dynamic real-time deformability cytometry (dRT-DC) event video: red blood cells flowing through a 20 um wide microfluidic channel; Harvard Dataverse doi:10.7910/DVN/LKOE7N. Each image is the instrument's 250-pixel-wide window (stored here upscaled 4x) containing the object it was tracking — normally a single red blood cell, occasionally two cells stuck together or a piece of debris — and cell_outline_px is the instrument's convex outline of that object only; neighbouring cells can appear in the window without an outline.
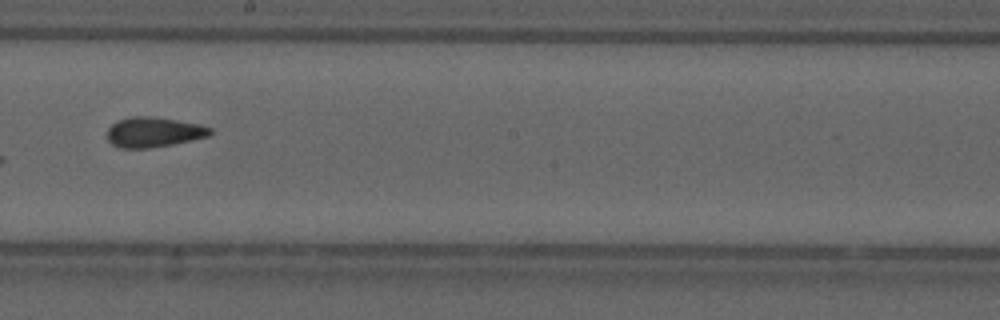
{"species": "common noctule bat (a hibernating species)", "species_latin": "Nyctalus noctula", "temperature_condition": "cold", "stored_images_in_passage": 6, "camera_frame_rate_fps": 3000, "um_per_image_px": 0.085, "animal": {"sex": "male", "forearm_length_mm": 52.5}, "frame": {"image": 1, "passage_image": 5, "time_ms": 1.333, "image_size_px": [1000, 320], "cell_outline_px": [[212, 132], [208, 136], [192, 140], [152, 148], [120, 148], [112, 144], [108, 140], [108, 128], [116, 120], [132, 116], [148, 116], [176, 120], [200, 124], [212, 128]], "centroid_in_image_um": [13.05, 11.23], "position_along_channel_um": 235.2, "area_um2": 18.03}}
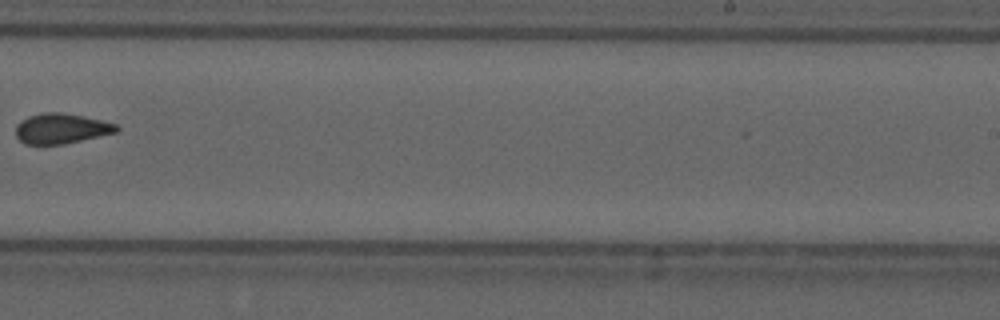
{"frame": {"image": 2, "passage_image": 6, "time_ms": 1.667, "image_size_px": [1000, 320], "cell_outline_px": [[120, 128], [116, 132], [64, 144], [24, 144], [16, 136], [16, 124], [20, 120], [28, 116], [44, 112], [60, 112], [84, 116], [116, 124]], "centroid_in_image_um": [5.17, 10.92], "position_along_channel_um": 283.8, "area_um2": 17.69}}